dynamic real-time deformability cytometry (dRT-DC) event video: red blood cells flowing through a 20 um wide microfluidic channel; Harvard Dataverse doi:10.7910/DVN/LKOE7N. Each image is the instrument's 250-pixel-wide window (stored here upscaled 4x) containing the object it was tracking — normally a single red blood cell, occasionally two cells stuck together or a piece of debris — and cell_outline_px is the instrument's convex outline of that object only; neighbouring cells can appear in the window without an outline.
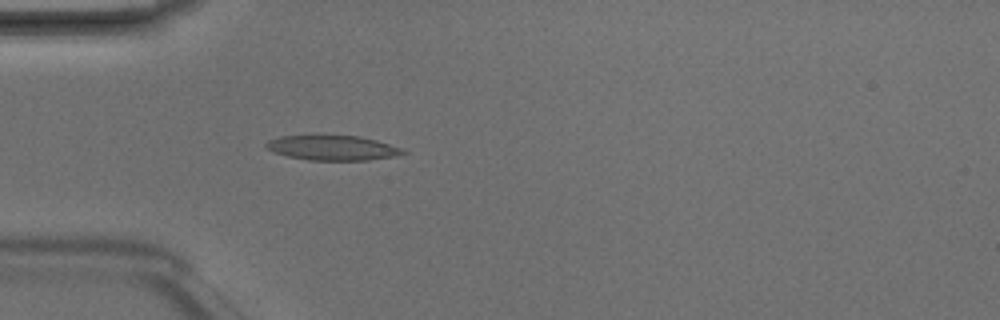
{"species": "Egyptian fruit bat (a non-hibernating species)", "species_latin": "Rousettus aegyptiacus", "temperature_condition": "room temperature", "stored_images_in_passage": 4, "camera_frame_rate_fps": 3000, "um_per_image_px": 0.085, "animal": {"sex": "male"}, "frame": {"image": 1, "passage_image": 4, "time_ms": 1.0, "image_size_px": [1000, 320], "cell_outline_px": [[408, 152], [392, 156], [368, 160], [308, 160], [288, 156], [272, 152], [264, 148], [264, 144], [268, 140], [280, 136], [360, 136], [376, 140], [400, 148]], "centroid_in_image_um": [28.19, 12.57], "position_along_channel_um": 56.8, "area_um2": 19.59}}